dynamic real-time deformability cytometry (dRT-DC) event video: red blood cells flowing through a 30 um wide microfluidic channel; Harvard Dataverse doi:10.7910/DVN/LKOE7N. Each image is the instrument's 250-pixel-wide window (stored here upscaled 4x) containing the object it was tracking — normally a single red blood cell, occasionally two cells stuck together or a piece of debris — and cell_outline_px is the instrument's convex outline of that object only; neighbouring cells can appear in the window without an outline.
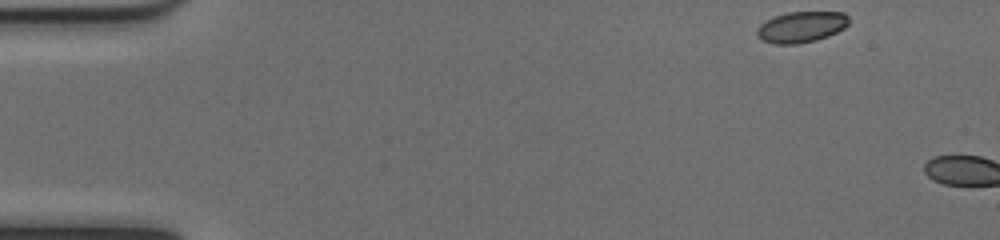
{"species": "common noctule bat (a hibernating species)", "species_latin": "Nyctalus noctula", "temperature_condition": "cold", "stored_images_in_passage": 3, "camera_frame_rate_fps": 3000, "um_per_image_px": 0.085, "animal": {"sex": "female", "body_mass_g": 17.0, "forearm_length_mm": 48.0}, "frame": {"image": 1, "passage_image": 1, "time_ms": 0.0, "image_size_px": [1000, 240], "cell_outline_px": [[848, 24], [844, 28], [828, 36], [816, 40], [796, 44], [772, 44], [760, 40], [756, 36], [756, 32], [760, 24], [776, 16], [788, 12], [844, 12], [848, 16]], "centroid_in_image_um": [68.09, 2.3], "position_along_channel_um": 16.9, "area_um2": 16.59}}